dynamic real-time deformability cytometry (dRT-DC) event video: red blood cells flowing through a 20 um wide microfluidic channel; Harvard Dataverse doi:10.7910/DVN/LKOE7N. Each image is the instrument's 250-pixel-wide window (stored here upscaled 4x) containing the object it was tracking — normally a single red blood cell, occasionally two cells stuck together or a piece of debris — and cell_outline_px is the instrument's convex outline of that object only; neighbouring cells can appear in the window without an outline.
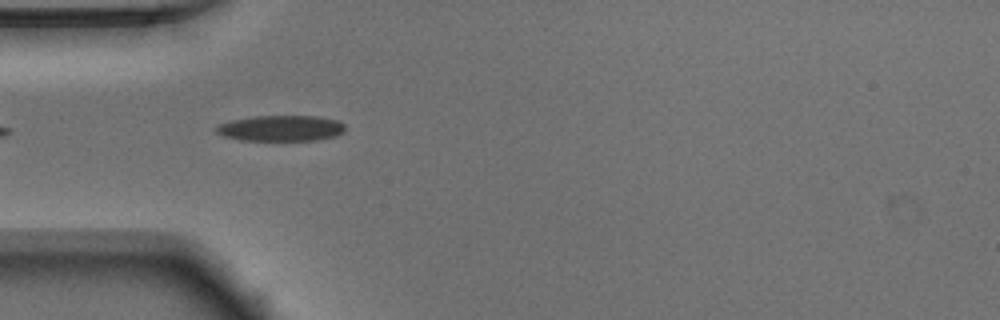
{"species": "Egyptian fruit bat (a non-hibernating species)", "species_latin": "Rousettus aegyptiacus", "temperature_condition": "warm", "stored_images_in_passage": 4, "camera_frame_rate_fps": 3000, "um_per_image_px": 0.085, "animal": {"sex": "male"}, "frame": {"image": 1, "passage_image": 1, "time_ms": 0.0, "image_size_px": [1000, 320], "cell_outline_px": [[344, 132], [336, 136], [316, 140], [240, 140], [224, 136], [216, 132], [216, 128], [220, 124], [232, 120], [256, 116], [316, 116], [336, 120], [344, 124]], "centroid_in_image_um": [23.9, 10.9], "position_along_channel_um": 61.1, "area_um2": 19.19}}